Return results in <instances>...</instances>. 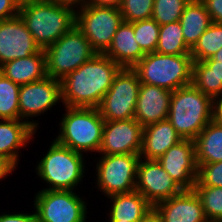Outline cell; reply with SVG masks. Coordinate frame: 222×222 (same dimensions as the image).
Listing matches in <instances>:
<instances>
[{"label": "cell", "mask_w": 222, "mask_h": 222, "mask_svg": "<svg viewBox=\"0 0 222 222\" xmlns=\"http://www.w3.org/2000/svg\"><path fill=\"white\" fill-rule=\"evenodd\" d=\"M121 69L110 57L97 53L60 80L62 103L67 107L98 108Z\"/></svg>", "instance_id": "obj_1"}, {"label": "cell", "mask_w": 222, "mask_h": 222, "mask_svg": "<svg viewBox=\"0 0 222 222\" xmlns=\"http://www.w3.org/2000/svg\"><path fill=\"white\" fill-rule=\"evenodd\" d=\"M74 8L51 0L35 1L20 5L18 15L36 44L44 50L75 26Z\"/></svg>", "instance_id": "obj_2"}, {"label": "cell", "mask_w": 222, "mask_h": 222, "mask_svg": "<svg viewBox=\"0 0 222 222\" xmlns=\"http://www.w3.org/2000/svg\"><path fill=\"white\" fill-rule=\"evenodd\" d=\"M214 111L215 101L190 84L172 91L168 120L182 139L195 140Z\"/></svg>", "instance_id": "obj_3"}, {"label": "cell", "mask_w": 222, "mask_h": 222, "mask_svg": "<svg viewBox=\"0 0 222 222\" xmlns=\"http://www.w3.org/2000/svg\"><path fill=\"white\" fill-rule=\"evenodd\" d=\"M193 58L190 54L146 55L132 68L141 84L162 87L169 91L192 84Z\"/></svg>", "instance_id": "obj_4"}, {"label": "cell", "mask_w": 222, "mask_h": 222, "mask_svg": "<svg viewBox=\"0 0 222 222\" xmlns=\"http://www.w3.org/2000/svg\"><path fill=\"white\" fill-rule=\"evenodd\" d=\"M55 140L73 151L83 153L100 150L105 120L98 108L67 107Z\"/></svg>", "instance_id": "obj_5"}, {"label": "cell", "mask_w": 222, "mask_h": 222, "mask_svg": "<svg viewBox=\"0 0 222 222\" xmlns=\"http://www.w3.org/2000/svg\"><path fill=\"white\" fill-rule=\"evenodd\" d=\"M83 156L53 140L46 155L36 166V174L50 184L45 190L74 191L86 171Z\"/></svg>", "instance_id": "obj_6"}, {"label": "cell", "mask_w": 222, "mask_h": 222, "mask_svg": "<svg viewBox=\"0 0 222 222\" xmlns=\"http://www.w3.org/2000/svg\"><path fill=\"white\" fill-rule=\"evenodd\" d=\"M44 53L47 76L57 80H62L97 54L76 25L45 48Z\"/></svg>", "instance_id": "obj_7"}, {"label": "cell", "mask_w": 222, "mask_h": 222, "mask_svg": "<svg viewBox=\"0 0 222 222\" xmlns=\"http://www.w3.org/2000/svg\"><path fill=\"white\" fill-rule=\"evenodd\" d=\"M123 22L120 9L84 3L76 10L75 25L87 38L91 47L103 54Z\"/></svg>", "instance_id": "obj_8"}, {"label": "cell", "mask_w": 222, "mask_h": 222, "mask_svg": "<svg viewBox=\"0 0 222 222\" xmlns=\"http://www.w3.org/2000/svg\"><path fill=\"white\" fill-rule=\"evenodd\" d=\"M141 83L132 68H122L98 109L105 121L133 119Z\"/></svg>", "instance_id": "obj_9"}, {"label": "cell", "mask_w": 222, "mask_h": 222, "mask_svg": "<svg viewBox=\"0 0 222 222\" xmlns=\"http://www.w3.org/2000/svg\"><path fill=\"white\" fill-rule=\"evenodd\" d=\"M139 154L102 155L96 163L97 186L107 197L135 191Z\"/></svg>", "instance_id": "obj_10"}, {"label": "cell", "mask_w": 222, "mask_h": 222, "mask_svg": "<svg viewBox=\"0 0 222 222\" xmlns=\"http://www.w3.org/2000/svg\"><path fill=\"white\" fill-rule=\"evenodd\" d=\"M37 222H86L85 201L73 190H45L35 195Z\"/></svg>", "instance_id": "obj_11"}, {"label": "cell", "mask_w": 222, "mask_h": 222, "mask_svg": "<svg viewBox=\"0 0 222 222\" xmlns=\"http://www.w3.org/2000/svg\"><path fill=\"white\" fill-rule=\"evenodd\" d=\"M60 101H62L60 80L46 76L41 80L20 85L19 120L29 123L36 130L38 123L34 120L29 121V117L40 116Z\"/></svg>", "instance_id": "obj_12"}, {"label": "cell", "mask_w": 222, "mask_h": 222, "mask_svg": "<svg viewBox=\"0 0 222 222\" xmlns=\"http://www.w3.org/2000/svg\"><path fill=\"white\" fill-rule=\"evenodd\" d=\"M135 191L141 193L154 207L183 191L158 160H142L138 163Z\"/></svg>", "instance_id": "obj_13"}, {"label": "cell", "mask_w": 222, "mask_h": 222, "mask_svg": "<svg viewBox=\"0 0 222 222\" xmlns=\"http://www.w3.org/2000/svg\"><path fill=\"white\" fill-rule=\"evenodd\" d=\"M144 127L134 118L105 121L99 153L140 154Z\"/></svg>", "instance_id": "obj_14"}, {"label": "cell", "mask_w": 222, "mask_h": 222, "mask_svg": "<svg viewBox=\"0 0 222 222\" xmlns=\"http://www.w3.org/2000/svg\"><path fill=\"white\" fill-rule=\"evenodd\" d=\"M157 160L183 190L194 188L198 177L194 140H181Z\"/></svg>", "instance_id": "obj_15"}, {"label": "cell", "mask_w": 222, "mask_h": 222, "mask_svg": "<svg viewBox=\"0 0 222 222\" xmlns=\"http://www.w3.org/2000/svg\"><path fill=\"white\" fill-rule=\"evenodd\" d=\"M40 50L19 15L0 21V66Z\"/></svg>", "instance_id": "obj_16"}, {"label": "cell", "mask_w": 222, "mask_h": 222, "mask_svg": "<svg viewBox=\"0 0 222 222\" xmlns=\"http://www.w3.org/2000/svg\"><path fill=\"white\" fill-rule=\"evenodd\" d=\"M163 222H209L206 219L202 202L192 190H183L153 207Z\"/></svg>", "instance_id": "obj_17"}, {"label": "cell", "mask_w": 222, "mask_h": 222, "mask_svg": "<svg viewBox=\"0 0 222 222\" xmlns=\"http://www.w3.org/2000/svg\"><path fill=\"white\" fill-rule=\"evenodd\" d=\"M172 91L141 84L134 119L143 127L168 119Z\"/></svg>", "instance_id": "obj_18"}, {"label": "cell", "mask_w": 222, "mask_h": 222, "mask_svg": "<svg viewBox=\"0 0 222 222\" xmlns=\"http://www.w3.org/2000/svg\"><path fill=\"white\" fill-rule=\"evenodd\" d=\"M181 140H183L182 137L168 119L146 125L139 155L146 160H157Z\"/></svg>", "instance_id": "obj_19"}, {"label": "cell", "mask_w": 222, "mask_h": 222, "mask_svg": "<svg viewBox=\"0 0 222 222\" xmlns=\"http://www.w3.org/2000/svg\"><path fill=\"white\" fill-rule=\"evenodd\" d=\"M22 121V122H21ZM36 130L23 120H0V158L14 168L18 166V150L25 147Z\"/></svg>", "instance_id": "obj_20"}, {"label": "cell", "mask_w": 222, "mask_h": 222, "mask_svg": "<svg viewBox=\"0 0 222 222\" xmlns=\"http://www.w3.org/2000/svg\"><path fill=\"white\" fill-rule=\"evenodd\" d=\"M134 36L132 22L123 21L103 54L122 68H133L146 55Z\"/></svg>", "instance_id": "obj_21"}, {"label": "cell", "mask_w": 222, "mask_h": 222, "mask_svg": "<svg viewBox=\"0 0 222 222\" xmlns=\"http://www.w3.org/2000/svg\"><path fill=\"white\" fill-rule=\"evenodd\" d=\"M0 73L19 85L41 80L47 76L44 50L26 58L8 61L0 66Z\"/></svg>", "instance_id": "obj_22"}, {"label": "cell", "mask_w": 222, "mask_h": 222, "mask_svg": "<svg viewBox=\"0 0 222 222\" xmlns=\"http://www.w3.org/2000/svg\"><path fill=\"white\" fill-rule=\"evenodd\" d=\"M112 202L109 220L139 222L153 206L137 192L114 194L108 196Z\"/></svg>", "instance_id": "obj_23"}, {"label": "cell", "mask_w": 222, "mask_h": 222, "mask_svg": "<svg viewBox=\"0 0 222 222\" xmlns=\"http://www.w3.org/2000/svg\"><path fill=\"white\" fill-rule=\"evenodd\" d=\"M186 45L192 49L199 37L213 23L201 0H190L179 19Z\"/></svg>", "instance_id": "obj_24"}, {"label": "cell", "mask_w": 222, "mask_h": 222, "mask_svg": "<svg viewBox=\"0 0 222 222\" xmlns=\"http://www.w3.org/2000/svg\"><path fill=\"white\" fill-rule=\"evenodd\" d=\"M197 164L222 161V124L212 119L195 138Z\"/></svg>", "instance_id": "obj_25"}, {"label": "cell", "mask_w": 222, "mask_h": 222, "mask_svg": "<svg viewBox=\"0 0 222 222\" xmlns=\"http://www.w3.org/2000/svg\"><path fill=\"white\" fill-rule=\"evenodd\" d=\"M192 84L214 101L222 97V62H193Z\"/></svg>", "instance_id": "obj_26"}, {"label": "cell", "mask_w": 222, "mask_h": 222, "mask_svg": "<svg viewBox=\"0 0 222 222\" xmlns=\"http://www.w3.org/2000/svg\"><path fill=\"white\" fill-rule=\"evenodd\" d=\"M155 52L166 55L190 54L179 21L160 26L158 45Z\"/></svg>", "instance_id": "obj_27"}, {"label": "cell", "mask_w": 222, "mask_h": 222, "mask_svg": "<svg viewBox=\"0 0 222 222\" xmlns=\"http://www.w3.org/2000/svg\"><path fill=\"white\" fill-rule=\"evenodd\" d=\"M222 47V24L213 22L191 49L193 61L211 58Z\"/></svg>", "instance_id": "obj_28"}, {"label": "cell", "mask_w": 222, "mask_h": 222, "mask_svg": "<svg viewBox=\"0 0 222 222\" xmlns=\"http://www.w3.org/2000/svg\"><path fill=\"white\" fill-rule=\"evenodd\" d=\"M20 85L0 73V120H19Z\"/></svg>", "instance_id": "obj_29"}, {"label": "cell", "mask_w": 222, "mask_h": 222, "mask_svg": "<svg viewBox=\"0 0 222 222\" xmlns=\"http://www.w3.org/2000/svg\"><path fill=\"white\" fill-rule=\"evenodd\" d=\"M193 190L202 202L206 219L209 222H222V187L200 186L196 182Z\"/></svg>", "instance_id": "obj_30"}, {"label": "cell", "mask_w": 222, "mask_h": 222, "mask_svg": "<svg viewBox=\"0 0 222 222\" xmlns=\"http://www.w3.org/2000/svg\"><path fill=\"white\" fill-rule=\"evenodd\" d=\"M135 40L145 53L155 52L160 25L152 18L132 22Z\"/></svg>", "instance_id": "obj_31"}, {"label": "cell", "mask_w": 222, "mask_h": 222, "mask_svg": "<svg viewBox=\"0 0 222 222\" xmlns=\"http://www.w3.org/2000/svg\"><path fill=\"white\" fill-rule=\"evenodd\" d=\"M190 0H154L151 18L160 26L179 21Z\"/></svg>", "instance_id": "obj_32"}, {"label": "cell", "mask_w": 222, "mask_h": 222, "mask_svg": "<svg viewBox=\"0 0 222 222\" xmlns=\"http://www.w3.org/2000/svg\"><path fill=\"white\" fill-rule=\"evenodd\" d=\"M154 0H122L120 11L123 21L134 22L152 16Z\"/></svg>", "instance_id": "obj_33"}, {"label": "cell", "mask_w": 222, "mask_h": 222, "mask_svg": "<svg viewBox=\"0 0 222 222\" xmlns=\"http://www.w3.org/2000/svg\"><path fill=\"white\" fill-rule=\"evenodd\" d=\"M200 186L222 187V161L210 164H197Z\"/></svg>", "instance_id": "obj_34"}, {"label": "cell", "mask_w": 222, "mask_h": 222, "mask_svg": "<svg viewBox=\"0 0 222 222\" xmlns=\"http://www.w3.org/2000/svg\"><path fill=\"white\" fill-rule=\"evenodd\" d=\"M19 8L16 0H0V21L17 16Z\"/></svg>", "instance_id": "obj_35"}, {"label": "cell", "mask_w": 222, "mask_h": 222, "mask_svg": "<svg viewBox=\"0 0 222 222\" xmlns=\"http://www.w3.org/2000/svg\"><path fill=\"white\" fill-rule=\"evenodd\" d=\"M205 5L212 22L222 24V0H201Z\"/></svg>", "instance_id": "obj_36"}, {"label": "cell", "mask_w": 222, "mask_h": 222, "mask_svg": "<svg viewBox=\"0 0 222 222\" xmlns=\"http://www.w3.org/2000/svg\"><path fill=\"white\" fill-rule=\"evenodd\" d=\"M0 222H37V216L36 213L2 214Z\"/></svg>", "instance_id": "obj_37"}, {"label": "cell", "mask_w": 222, "mask_h": 222, "mask_svg": "<svg viewBox=\"0 0 222 222\" xmlns=\"http://www.w3.org/2000/svg\"><path fill=\"white\" fill-rule=\"evenodd\" d=\"M122 0H86L85 3L96 5V6H105V7H115L120 8Z\"/></svg>", "instance_id": "obj_38"}, {"label": "cell", "mask_w": 222, "mask_h": 222, "mask_svg": "<svg viewBox=\"0 0 222 222\" xmlns=\"http://www.w3.org/2000/svg\"><path fill=\"white\" fill-rule=\"evenodd\" d=\"M15 168L8 163L5 159L0 158V180L5 178L8 174L14 171Z\"/></svg>", "instance_id": "obj_39"}, {"label": "cell", "mask_w": 222, "mask_h": 222, "mask_svg": "<svg viewBox=\"0 0 222 222\" xmlns=\"http://www.w3.org/2000/svg\"><path fill=\"white\" fill-rule=\"evenodd\" d=\"M139 222H163L160 215L153 208Z\"/></svg>", "instance_id": "obj_40"}, {"label": "cell", "mask_w": 222, "mask_h": 222, "mask_svg": "<svg viewBox=\"0 0 222 222\" xmlns=\"http://www.w3.org/2000/svg\"><path fill=\"white\" fill-rule=\"evenodd\" d=\"M214 119L222 124V97L215 101Z\"/></svg>", "instance_id": "obj_41"}, {"label": "cell", "mask_w": 222, "mask_h": 222, "mask_svg": "<svg viewBox=\"0 0 222 222\" xmlns=\"http://www.w3.org/2000/svg\"><path fill=\"white\" fill-rule=\"evenodd\" d=\"M51 1L72 5L77 9V7L83 5L86 0H51Z\"/></svg>", "instance_id": "obj_42"}, {"label": "cell", "mask_w": 222, "mask_h": 222, "mask_svg": "<svg viewBox=\"0 0 222 222\" xmlns=\"http://www.w3.org/2000/svg\"><path fill=\"white\" fill-rule=\"evenodd\" d=\"M203 62H222V47L211 58Z\"/></svg>", "instance_id": "obj_43"}, {"label": "cell", "mask_w": 222, "mask_h": 222, "mask_svg": "<svg viewBox=\"0 0 222 222\" xmlns=\"http://www.w3.org/2000/svg\"><path fill=\"white\" fill-rule=\"evenodd\" d=\"M19 5H22L24 3H28V2H35V1H45V0H16Z\"/></svg>", "instance_id": "obj_44"}, {"label": "cell", "mask_w": 222, "mask_h": 222, "mask_svg": "<svg viewBox=\"0 0 222 222\" xmlns=\"http://www.w3.org/2000/svg\"><path fill=\"white\" fill-rule=\"evenodd\" d=\"M110 222H130V221H121V220H109Z\"/></svg>", "instance_id": "obj_45"}]
</instances>
